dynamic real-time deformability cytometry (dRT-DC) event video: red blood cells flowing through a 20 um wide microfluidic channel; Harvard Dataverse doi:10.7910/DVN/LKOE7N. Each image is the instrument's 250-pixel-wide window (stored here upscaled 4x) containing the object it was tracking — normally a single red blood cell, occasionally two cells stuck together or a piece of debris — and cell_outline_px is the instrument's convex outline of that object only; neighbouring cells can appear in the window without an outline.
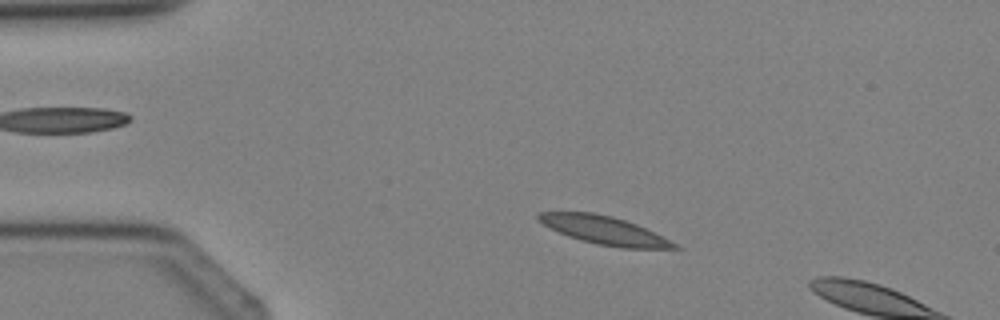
{"species": "Egyptian fruit bat (a non-hibernating species)", "species_latin": "Rousettus aegyptiacus", "temperature_condition": "cold", "stored_images_in_passage": 2, "camera_frame_rate_fps": 3000, "um_per_image_px": 0.085, "animal": {"sex": "female"}, "frame": {"image": 1, "passage_image": 1, "time_ms": 0.0, "image_size_px": [1000, 320], "cell_outline_px": [[684, 248], [620, 248], [596, 244], [580, 240], [568, 236], [536, 220], [536, 212], [592, 212], [612, 216], [636, 224]], "centroid_in_image_um": [51.3, 19.56], "position_along_channel_um": 33.7, "area_um2": 21.96}}